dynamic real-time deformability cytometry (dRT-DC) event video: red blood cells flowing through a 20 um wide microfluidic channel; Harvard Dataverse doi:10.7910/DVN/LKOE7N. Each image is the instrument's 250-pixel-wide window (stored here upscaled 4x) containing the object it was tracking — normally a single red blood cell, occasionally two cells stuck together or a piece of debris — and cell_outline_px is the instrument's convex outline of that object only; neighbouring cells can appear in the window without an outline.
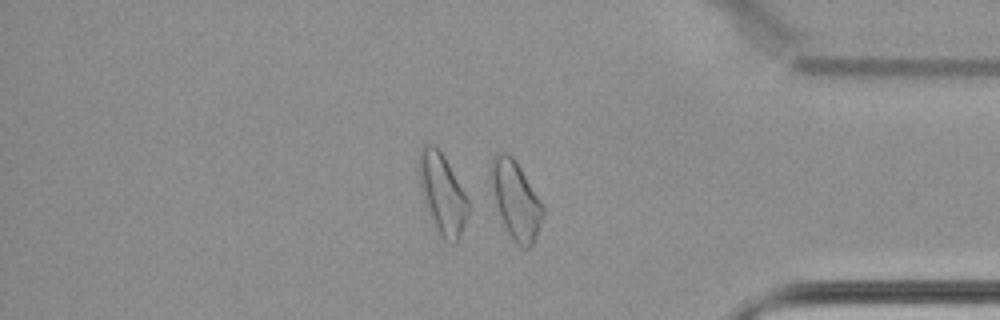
{"species": "common noctule bat (a hibernating species)", "species_latin": "Nyctalus noctula", "temperature_condition": "cold", "stored_images_in_passage": 58, "camera_frame_rate_fps": 3000, "um_per_image_px": 0.085, "animal": {"sex": "female", "body_mass_g": 22.7, "forearm_length_mm": 54.2}, "frame": {"image": 1, "passage_image": 50, "time_ms": 16.333, "image_size_px": [1000, 320], "cell_outline_px": [[544, 216], [536, 236], [532, 244], [528, 248], [520, 248], [512, 240], [500, 216], [488, 184], [488, 168], [492, 160], [500, 152], [508, 152], [516, 160], [540, 200], [544, 208]], "centroid_in_image_um": [43.79, 16.97], "position_along_channel_um": 391.4, "area_um2": 23.99}, "authors_computed_cell_mechanics": {"area_um2": 22.2819, "velocity_mm_per_s": 3.4318, "shape_relaxation_time_tau1_ms": 8.5251, "shape_relaxation_time_tau2_ms": 3.1048, "deformation_change_tau1": 0.0737, "deformation_change_tau2": 0.0804}}